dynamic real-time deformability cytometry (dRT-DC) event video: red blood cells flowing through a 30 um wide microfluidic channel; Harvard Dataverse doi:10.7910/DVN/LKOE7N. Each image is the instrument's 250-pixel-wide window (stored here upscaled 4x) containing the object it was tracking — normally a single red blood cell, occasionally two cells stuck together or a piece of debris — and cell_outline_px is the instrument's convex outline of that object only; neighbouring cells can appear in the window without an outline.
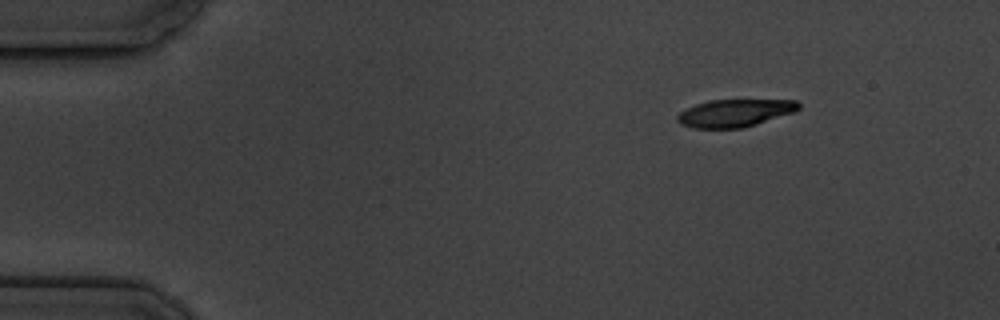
{"species": "common noctule bat (a hibernating species)", "species_latin": "Nyctalus noctula", "temperature_condition": "cold", "stored_images_in_passage": 6, "camera_frame_rate_fps": 3000, "um_per_image_px": 0.085, "animal": {"sex": "male", "body_mass_g": 19.5, "forearm_length_mm": 54.6}, "frame": {"image": 1, "passage_image": 1, "time_ms": 0.0, "image_size_px": [1000, 320], "cell_outline_px": [[800, 108], [792, 112], [756, 124], [740, 128], [692, 128], [680, 124], [676, 120], [676, 116], [680, 112], [696, 104], [712, 100], [796, 100], [800, 104]], "centroid_in_image_um": [62.42, 9.61], "position_along_channel_um": 22.6, "area_um2": 19.25}}
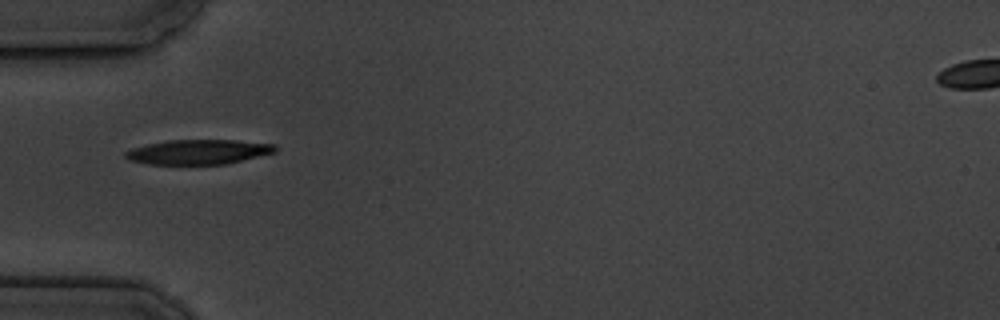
{"frame": {"image": 2, "passage_image": 4, "time_ms": 3.667, "image_size_px": [1000, 320], "cell_outline_px": [[276, 152], [228, 164], [148, 164], [128, 160], [124, 156], [124, 152], [132, 148], [148, 144], [168, 140], [236, 140], [276, 144]], "centroid_in_image_um": [16.87, 12.91], "position_along_channel_um": 68.1, "area_um2": 21.68}}